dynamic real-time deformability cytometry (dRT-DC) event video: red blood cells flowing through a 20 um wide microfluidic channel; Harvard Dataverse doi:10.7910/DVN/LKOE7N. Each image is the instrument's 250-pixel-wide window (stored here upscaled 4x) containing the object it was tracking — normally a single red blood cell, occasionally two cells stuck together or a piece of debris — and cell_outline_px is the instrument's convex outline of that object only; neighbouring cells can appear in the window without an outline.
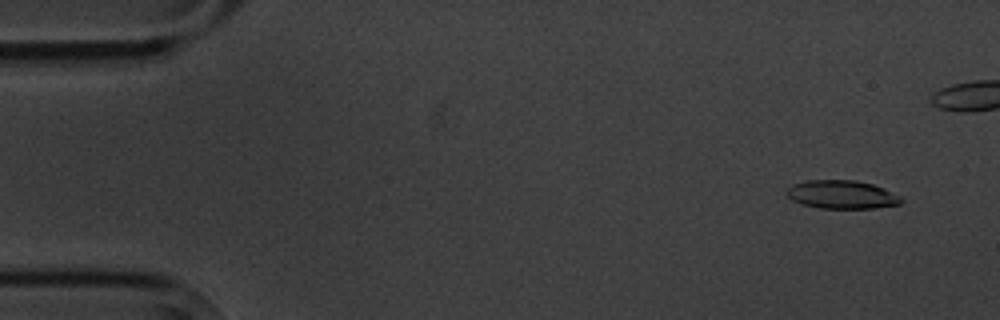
{"species": "common noctule bat (a hibernating species)", "species_latin": "Nyctalus noctula", "temperature_condition": "cold", "stored_images_in_passage": 6, "segment_of_instrument_passage": [1, 2], "camera_frame_rate_fps": 3000, "um_per_image_px": 0.085, "animal": {"sex": "male", "body_mass_g": 20.1, "forearm_length_mm": 53.5}, "frame": {"image": 1, "passage_image": 1, "time_ms": 0.0, "image_size_px": [1000, 320], "cell_outline_px": [[904, 200], [900, 204], [876, 208], [820, 208], [800, 204], [792, 200], [784, 192], [792, 184], [808, 180], [856, 180], [872, 184], [884, 188], [900, 196]], "centroid_in_image_um": [71.54, 16.54], "position_along_channel_um": 13.5, "area_um2": 19.07}}
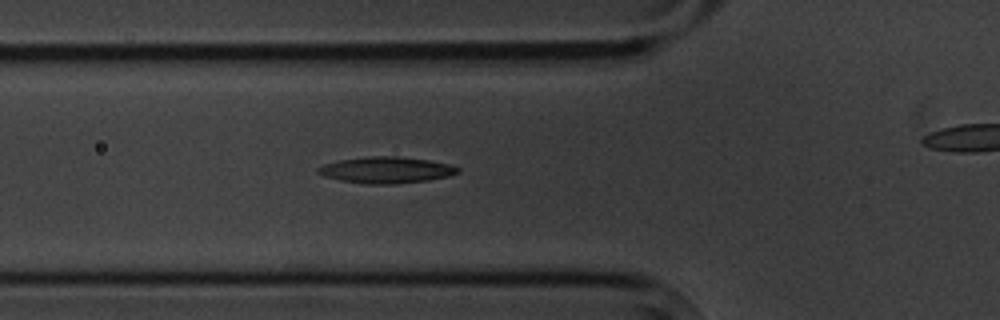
{"frame": {"image": 2, "passage_image": 5, "time_ms": 5.333, "image_size_px": [1000, 320], "cell_outline_px": [[460, 172], [448, 176], [428, 180], [392, 184], [364, 184], [340, 180], [324, 176], [316, 172], [316, 168], [324, 164], [340, 160], [372, 156], [396, 156], [428, 160], [448, 164], [460, 168]], "centroid_in_image_um": [32.81, 14.45], "position_along_channel_um": 93.0, "area_um2": 21.33}}